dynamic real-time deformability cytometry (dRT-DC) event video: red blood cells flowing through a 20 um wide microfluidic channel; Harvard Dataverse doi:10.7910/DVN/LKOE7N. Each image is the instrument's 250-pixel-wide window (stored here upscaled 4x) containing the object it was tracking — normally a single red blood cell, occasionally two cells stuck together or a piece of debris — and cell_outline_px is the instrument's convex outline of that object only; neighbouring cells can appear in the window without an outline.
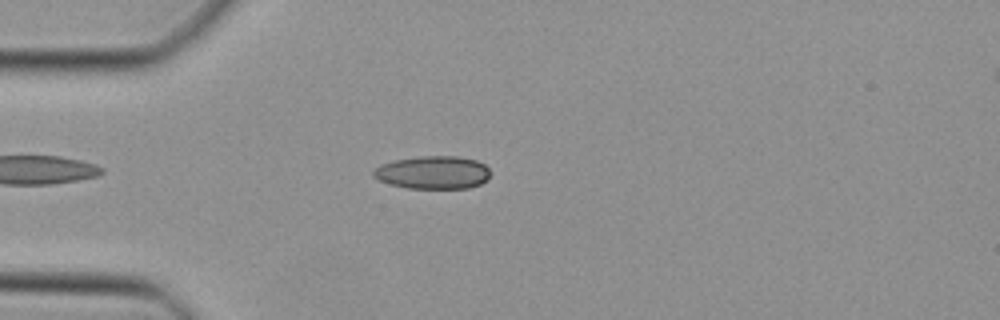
{"species": "Egyptian fruit bat (a non-hibernating species)", "species_latin": "Rousettus aegyptiacus", "temperature_condition": "cold", "stored_images_in_passage": 40, "camera_frame_rate_fps": 3000, "um_per_image_px": 0.085, "animal": {"sex": "female"}, "frame": {"image": 1, "passage_image": 6, "time_ms": 1.667, "image_size_px": [1000, 320], "cell_outline_px": [[488, 180], [480, 184], [468, 188], [408, 188], [392, 184], [380, 180], [372, 176], [372, 172], [380, 164], [396, 160], [420, 156], [456, 156], [476, 160], [484, 164], [488, 168]], "centroid_in_image_um": [36.8, 14.66], "position_along_channel_um": 48.2, "area_um2": 22.31}}
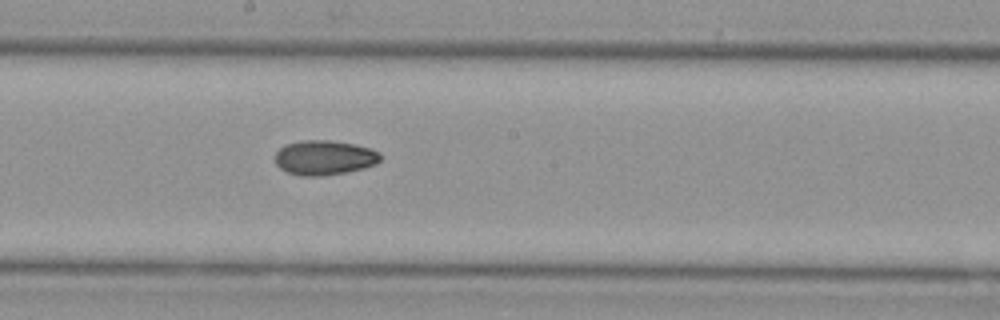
{"frame": {"image": 2, "passage_image": 19, "time_ms": 6.0, "image_size_px": [1000, 320], "cell_outline_px": [[380, 160], [376, 164], [364, 168], [344, 172], [320, 176], [300, 176], [288, 172], [280, 168], [276, 164], [276, 152], [280, 148], [288, 144], [300, 140], [328, 140], [352, 144], [368, 148], [380, 152]], "centroid_in_image_um": [27.56, 13.4], "position_along_channel_um": 220.6, "area_um2": 21.04}}
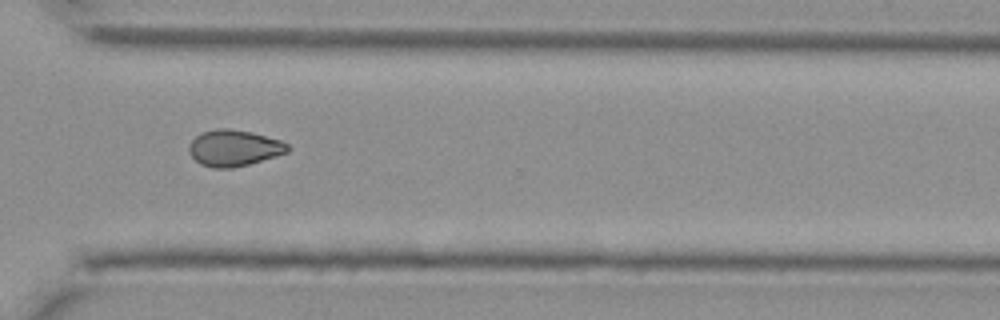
{"frame": {"image": 3, "passage_image": 28, "time_ms": 9.0, "image_size_px": [1000, 320], "cell_outline_px": [[288, 152], [276, 156], [248, 164], [232, 168], [212, 168], [200, 164], [188, 152], [188, 144], [200, 132], [216, 128], [228, 128], [252, 132], [280, 140], [288, 144]], "centroid_in_image_um": [19.85, 12.57], "position_along_channel_um": 350.8, "area_um2": 20.92}}